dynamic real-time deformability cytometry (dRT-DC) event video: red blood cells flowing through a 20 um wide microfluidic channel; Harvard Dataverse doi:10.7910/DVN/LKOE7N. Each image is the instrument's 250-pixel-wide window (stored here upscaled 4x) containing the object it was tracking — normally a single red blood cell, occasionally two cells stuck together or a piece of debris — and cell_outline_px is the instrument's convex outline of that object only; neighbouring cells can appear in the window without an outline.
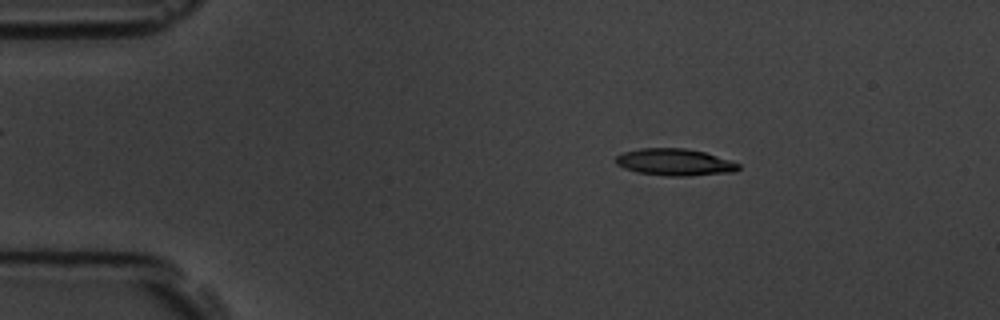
{"species": "common noctule bat (a hibernating species)", "species_latin": "Nyctalus noctula", "temperature_condition": "room temperature", "stored_images_in_passage": 4, "segment_of_instrument_passage": [1, 2], "camera_frame_rate_fps": 3000, "um_per_image_px": 0.085, "animal": {"sex": "male", "body_mass_g": 19.5, "forearm_length_mm": 54.6}, "frame": {"image": 1, "passage_image": 1, "time_ms": 0.0, "image_size_px": [1000, 320], "cell_outline_px": [[740, 168], [736, 172], [688, 176], [672, 176], [636, 172], [624, 168], [616, 164], [616, 156], [624, 152], [640, 148], [684, 148], [704, 152], [740, 164]], "centroid_in_image_um": [57.35, 13.79], "position_along_channel_um": 27.6, "area_um2": 19.13}}